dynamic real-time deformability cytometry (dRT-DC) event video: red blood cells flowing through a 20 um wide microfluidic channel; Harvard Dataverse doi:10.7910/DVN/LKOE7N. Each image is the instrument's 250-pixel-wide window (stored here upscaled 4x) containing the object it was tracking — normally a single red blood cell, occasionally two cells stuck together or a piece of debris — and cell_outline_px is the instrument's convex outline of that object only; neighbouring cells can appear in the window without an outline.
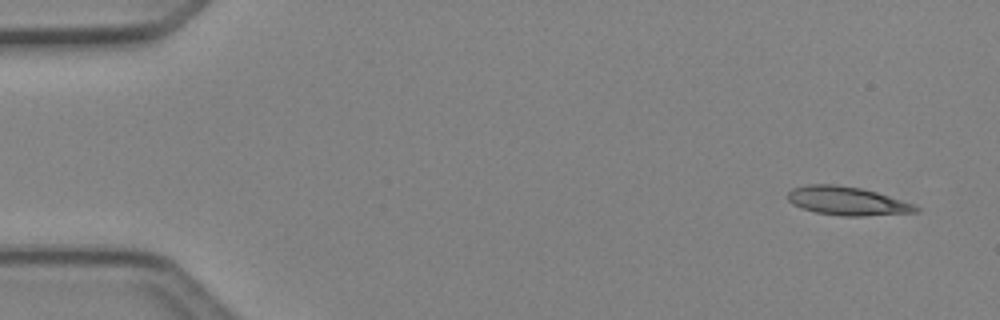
{"species": "Egyptian fruit bat (a non-hibernating species)", "species_latin": "Rousettus aegyptiacus", "temperature_condition": "cold", "stored_images_in_passage": 4, "camera_frame_rate_fps": 3000, "um_per_image_px": 0.085, "animal": {"sex": "female"}, "frame": {"image": 1, "passage_image": 1, "time_ms": 0.0, "image_size_px": [1000, 320], "cell_outline_px": [[920, 212], [864, 216], [840, 216], [816, 212], [792, 204], [788, 200], [788, 192], [792, 188], [808, 184], [832, 184], [860, 188], [876, 192], [916, 204], [920, 208]], "centroid_in_image_um": [72.05, 17.09], "position_along_channel_um": 13.0, "area_um2": 21.39}}
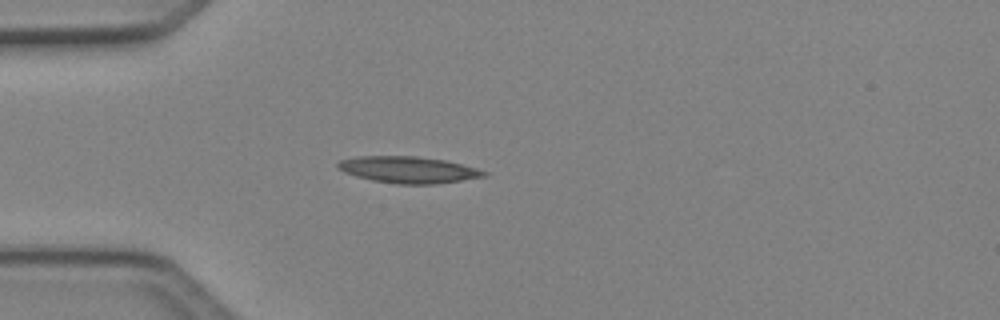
{"frame": {"image": 2, "passage_image": 4, "time_ms": 1.0, "image_size_px": [1000, 320], "cell_outline_px": [[488, 176], [432, 184], [396, 184], [372, 180], [356, 176], [344, 172], [336, 168], [336, 164], [340, 160], [356, 156], [416, 156], [444, 160], [476, 168], [488, 172]], "centroid_in_image_um": [34.66, 14.42], "position_along_channel_um": 50.3, "area_um2": 22.54}}